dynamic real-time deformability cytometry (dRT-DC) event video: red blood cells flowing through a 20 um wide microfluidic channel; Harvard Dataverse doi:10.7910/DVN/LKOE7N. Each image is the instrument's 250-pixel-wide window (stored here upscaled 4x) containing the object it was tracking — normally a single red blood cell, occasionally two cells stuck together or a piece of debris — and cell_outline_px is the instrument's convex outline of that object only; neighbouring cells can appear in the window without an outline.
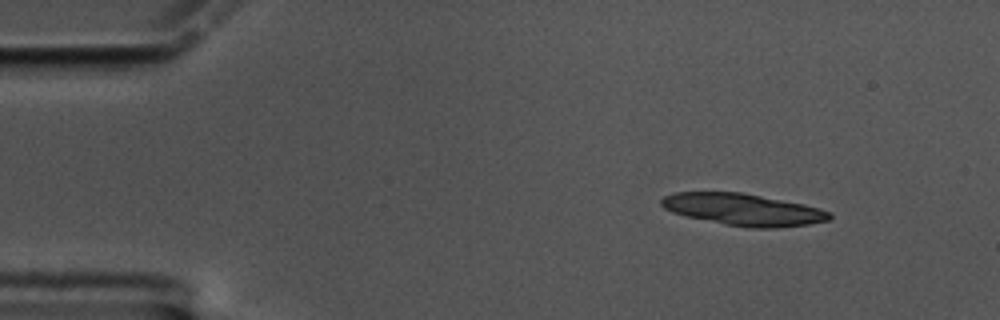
{"species": "common noctule bat (a hibernating species)", "species_latin": "Nyctalus noctula", "temperature_condition": "cold", "stored_images_in_passage": 53, "segment_of_instrument_passage": [1, 2], "camera_frame_rate_fps": 3000, "um_per_image_px": 0.085, "animal": {"sex": "male", "body_mass_g": 17.5, "forearm_length_mm": 52.3}, "frame": {"image": 1, "passage_image": 1, "time_ms": 0.0, "image_size_px": [1000, 320], "cell_outline_px": [[832, 216], [828, 220], [808, 224], [776, 228], [752, 228], [724, 224], [684, 216], [672, 212], [664, 208], [660, 204], [660, 200], [664, 196], [676, 192], [740, 192], [804, 204], [820, 208], [832, 212]], "centroid_in_image_um": [63.16, 17.81], "position_along_channel_um": 21.8, "area_um2": 31.21}}